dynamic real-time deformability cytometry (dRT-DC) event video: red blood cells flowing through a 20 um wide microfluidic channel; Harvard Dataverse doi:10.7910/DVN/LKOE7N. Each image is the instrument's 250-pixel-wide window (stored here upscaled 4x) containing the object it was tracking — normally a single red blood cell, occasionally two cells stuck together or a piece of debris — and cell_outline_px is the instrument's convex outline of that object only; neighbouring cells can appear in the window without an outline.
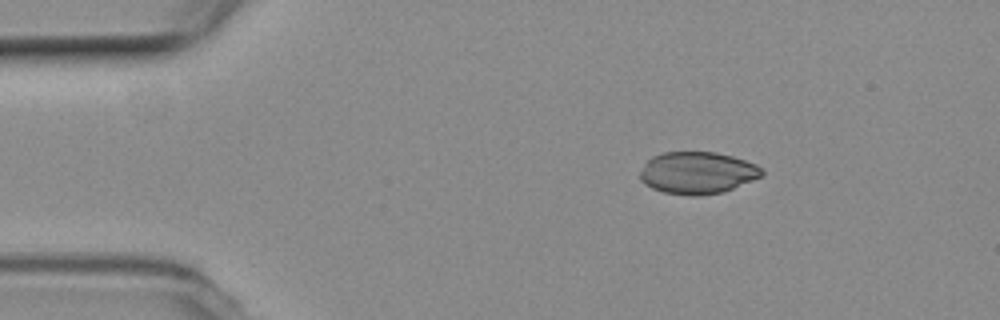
{"species": "common noctule bat (a hibernating species)", "species_latin": "Nyctalus noctula", "temperature_condition": "room temperature", "stored_images_in_passage": 41, "camera_frame_rate_fps": 3000, "um_per_image_px": 0.085, "animal": {"sex": "female", "body_mass_g": 19.3, "forearm_length_mm": 54.1}, "frame": {"image": 1, "passage_image": 1, "time_ms": 0.0, "image_size_px": [1000, 320], "cell_outline_px": [[764, 176], [724, 192], [696, 196], [692, 196], [664, 192], [652, 188], [644, 184], [640, 180], [640, 172], [648, 160], [652, 156], [664, 152], [716, 152], [732, 156], [756, 164], [764, 172]], "centroid_in_image_um": [59.3, 14.69], "position_along_channel_um": 25.7, "area_um2": 29.94}}
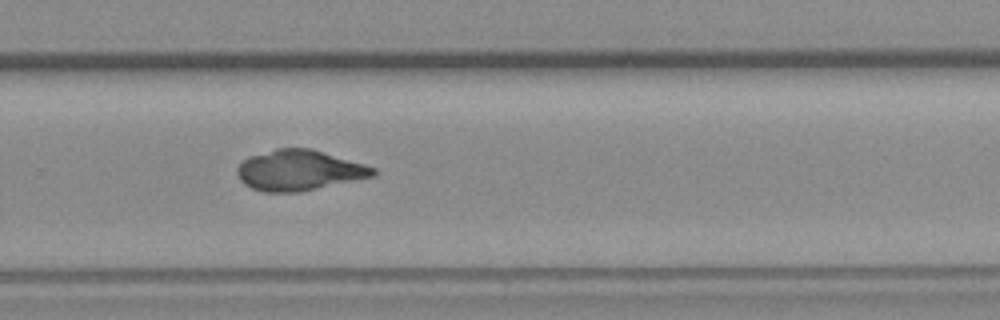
{"frame": {"image": 2, "passage_image": 28, "time_ms": 9.0, "image_size_px": [1000, 320], "cell_outline_px": [[376, 176], [300, 192], [264, 192], [252, 188], [244, 184], [240, 180], [236, 172], [236, 168], [248, 156], [276, 148], [308, 148], [364, 164], [376, 168]], "centroid_in_image_um": [25.41, 14.48], "position_along_channel_um": 304.4, "area_um2": 32.02}}
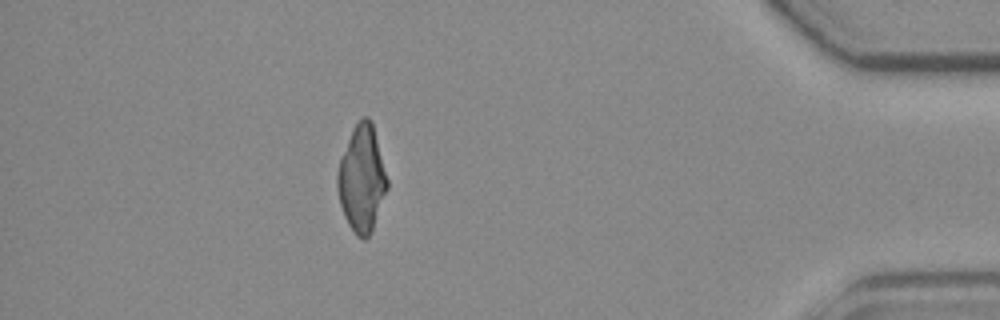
{"frame": {"image": 3, "passage_image": 40, "time_ms": 13.0, "image_size_px": [1000, 320], "cell_outline_px": [[388, 188], [372, 232], [364, 240], [356, 236], [348, 224], [344, 216], [340, 204], [336, 188], [336, 172], [340, 160], [352, 128], [364, 116], [368, 116], [372, 120], [388, 180]], "centroid_in_image_um": [30.75, 15.22], "position_along_channel_um": 404.5, "area_um2": 31.1}}